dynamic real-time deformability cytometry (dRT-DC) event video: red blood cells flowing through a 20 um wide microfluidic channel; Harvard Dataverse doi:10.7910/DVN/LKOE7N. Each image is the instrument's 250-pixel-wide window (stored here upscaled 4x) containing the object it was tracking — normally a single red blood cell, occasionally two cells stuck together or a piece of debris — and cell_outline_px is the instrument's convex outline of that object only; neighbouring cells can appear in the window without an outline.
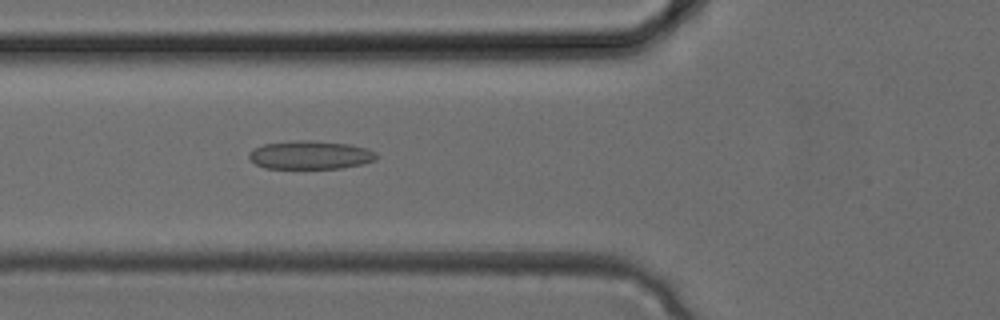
{"species": "common noctule bat (a hibernating species)", "species_latin": "Nyctalus noctula", "temperature_condition": "cold", "stored_images_in_passage": 10, "camera_frame_rate_fps": 3000, "um_per_image_px": 0.085, "animal": {"sex": "female", "body_mass_g": 24.6, "forearm_length_mm": 56.2}, "frame": {"image": 1, "passage_image": 10, "time_ms": 3.0, "image_size_px": [1000, 320], "cell_outline_px": [[376, 160], [360, 164], [340, 168], [264, 168], [248, 160], [248, 152], [252, 148], [264, 144], [296, 140], [312, 140], [348, 144], [368, 148], [376, 152]], "centroid_in_image_um": [26.32, 13.17], "position_along_channel_um": 99.5, "area_um2": 21.21}}